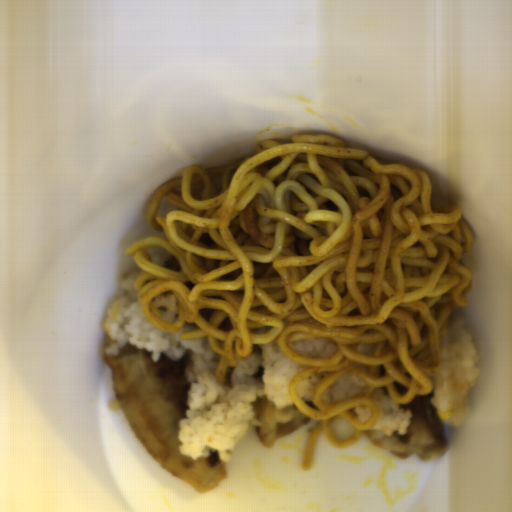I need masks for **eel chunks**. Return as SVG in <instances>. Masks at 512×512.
Wrapping results in <instances>:
<instances>
[{"label":"eel chunks","instance_id":"1","mask_svg":"<svg viewBox=\"0 0 512 512\" xmlns=\"http://www.w3.org/2000/svg\"><path fill=\"white\" fill-rule=\"evenodd\" d=\"M161 267L168 269L170 271H181V264L174 256L171 255L163 262Z\"/></svg>","mask_w":512,"mask_h":512}]
</instances>
